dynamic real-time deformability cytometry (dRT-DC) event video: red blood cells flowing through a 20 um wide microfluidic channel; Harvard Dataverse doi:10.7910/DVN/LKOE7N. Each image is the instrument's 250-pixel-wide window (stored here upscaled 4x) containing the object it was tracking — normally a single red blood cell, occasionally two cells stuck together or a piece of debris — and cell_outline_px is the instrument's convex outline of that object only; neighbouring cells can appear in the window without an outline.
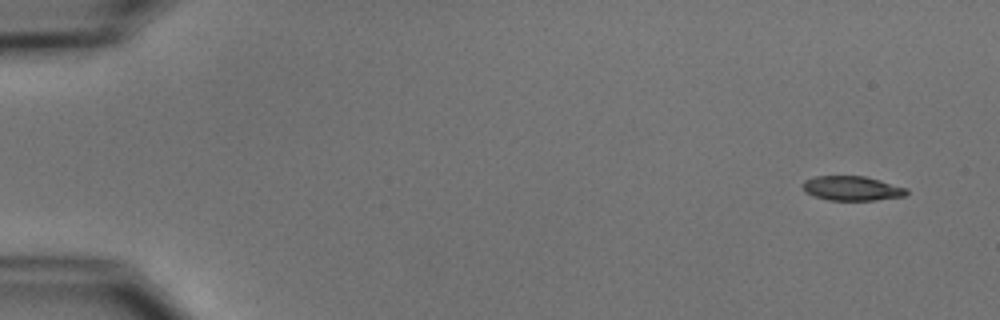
{"species": "common noctule bat (a hibernating species)", "species_latin": "Nyctalus noctula", "temperature_condition": "cold", "stored_images_in_passage": 9, "camera_frame_rate_fps": 3000, "um_per_image_px": 0.085, "animal": {"sex": "male", "body_mass_g": 15.6}, "frame": {"image": 1, "passage_image": 1, "time_ms": 0.0, "image_size_px": [1000, 320], "cell_outline_px": [[908, 192], [904, 196], [876, 200], [828, 200], [804, 192], [800, 184], [804, 180], [816, 176], [864, 176], [880, 180], [908, 188]], "centroid_in_image_um": [72.39, 16.0], "position_along_channel_um": 12.6, "area_um2": 14.91}}
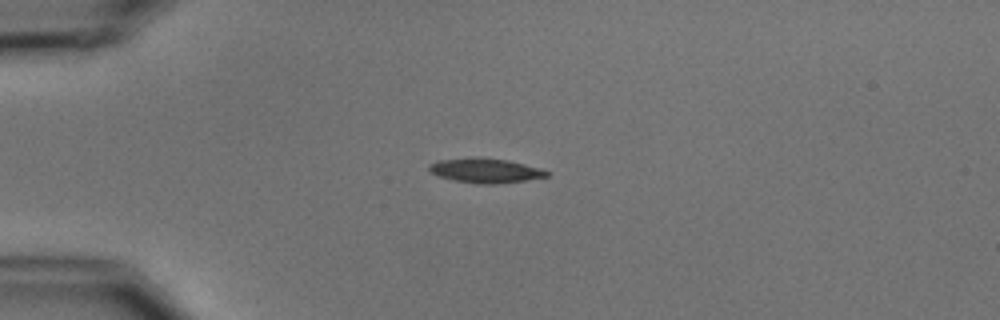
{"frame": {"image": 2, "passage_image": 4, "time_ms": 3.667, "image_size_px": [1000, 320], "cell_outline_px": [[552, 172], [548, 176], [524, 180], [496, 184], [476, 184], [456, 180], [440, 176], [432, 172], [428, 168], [428, 164], [440, 160], [472, 156], [480, 156], [508, 160], [544, 168]], "centroid_in_image_um": [41.32, 14.47], "position_along_channel_um": 43.7, "area_um2": 17.11}}
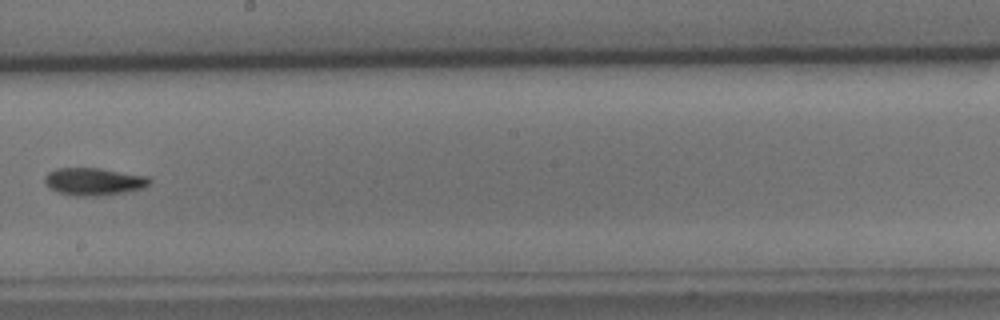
{"frame": {"image": 3, "passage_image": 9, "time_ms": 9.667, "image_size_px": [1000, 320], "cell_outline_px": [[152, 180], [144, 188], [128, 192], [100, 196], [76, 196], [60, 192], [52, 188], [44, 180], [44, 176], [48, 172], [56, 168], [100, 168], [148, 176]], "centroid_in_image_um": [8.02, 15.43], "position_along_channel_um": 240.2, "area_um2": 16.82}}